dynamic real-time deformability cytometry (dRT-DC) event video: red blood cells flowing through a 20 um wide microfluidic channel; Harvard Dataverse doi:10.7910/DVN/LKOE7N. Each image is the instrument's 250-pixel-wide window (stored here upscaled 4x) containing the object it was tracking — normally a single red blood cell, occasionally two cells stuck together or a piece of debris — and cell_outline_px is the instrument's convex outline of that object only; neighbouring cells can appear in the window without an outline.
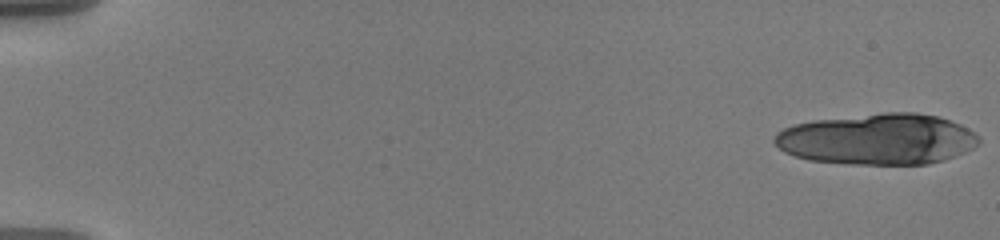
{"species": "human", "species_latin": "Homo sapiens", "temperature_condition": "warm", "stored_images_in_passage": 19, "camera_frame_rate_fps": 3000, "um_per_image_px": 0.085, "donor": {"sex": "male"}, "frame": {"image": 1, "passage_image": 1, "time_ms": 0.0, "image_size_px": [1000, 240], "cell_outline_px": [[980, 144], [956, 156], [944, 160], [928, 164], [852, 164], [808, 160], [784, 152], [772, 140], [776, 132], [784, 128], [796, 124], [812, 120], [884, 112], [916, 112], [940, 116], [960, 124], [968, 128], [980, 136]], "centroid_in_image_um": [74.62, 11.82], "position_along_channel_um": 10.4, "area_um2": 61.15}}